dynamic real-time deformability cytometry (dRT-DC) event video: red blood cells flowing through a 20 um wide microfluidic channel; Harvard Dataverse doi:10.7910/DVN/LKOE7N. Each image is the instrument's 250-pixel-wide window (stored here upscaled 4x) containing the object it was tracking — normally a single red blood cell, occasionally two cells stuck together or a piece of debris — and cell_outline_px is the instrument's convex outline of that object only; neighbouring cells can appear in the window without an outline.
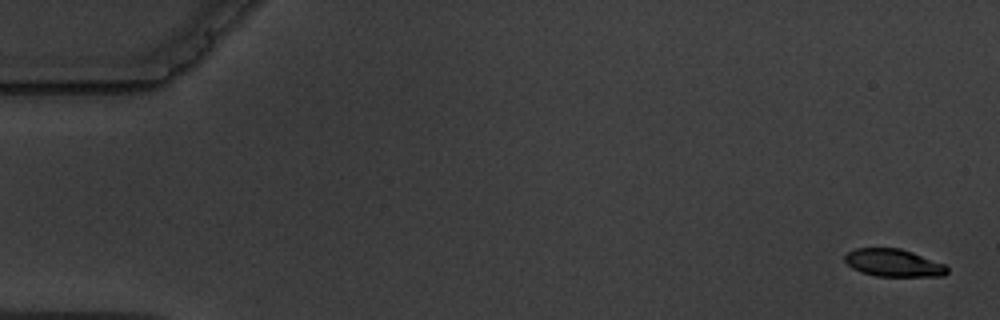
{"species": "common noctule bat (a hibernating species)", "species_latin": "Nyctalus noctula", "temperature_condition": "warm", "stored_images_in_passage": 7, "camera_frame_rate_fps": 3000, "um_per_image_px": 0.085, "animal": {"sex": "male", "body_mass_g": 19.5, "forearm_length_mm": 54.6}, "frame": {"image": 1, "passage_image": 1, "time_ms": 0.0, "image_size_px": [1000, 320], "cell_outline_px": [[948, 272], [944, 276], [876, 276], [860, 272], [852, 268], [844, 260], [844, 256], [848, 252], [856, 248], [900, 248], [912, 252], [944, 264], [948, 268]], "centroid_in_image_um": [75.93, 22.35], "position_along_channel_um": 9.1, "area_um2": 16.42}}
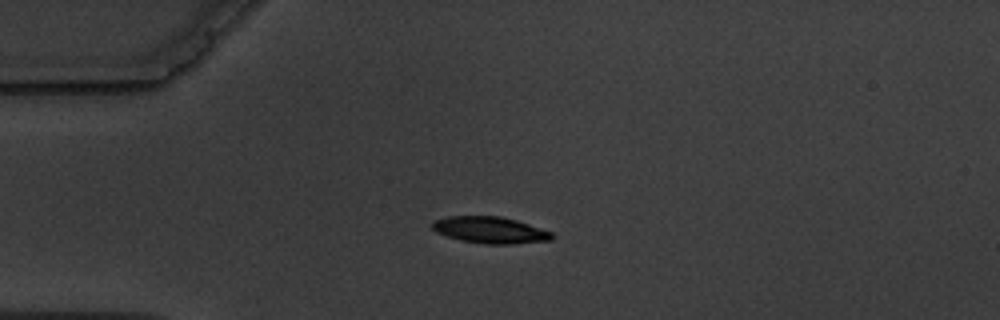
{"frame": {"image": 2, "passage_image": 5, "time_ms": 4.333, "image_size_px": [1000, 320], "cell_outline_px": [[556, 236], [552, 240], [512, 244], [484, 244], [460, 240], [436, 232], [432, 228], [432, 220], [448, 216], [500, 216], [516, 220], [552, 232]], "centroid_in_image_um": [41.66, 19.55], "position_along_channel_um": 43.3, "area_um2": 18.61}}
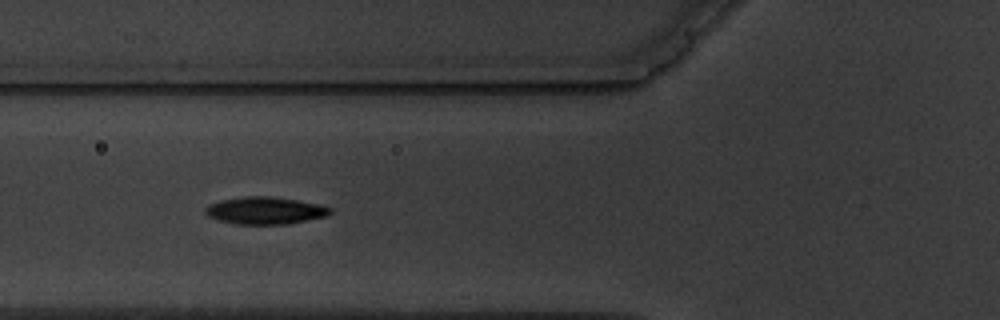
{"frame": {"image": 3, "passage_image": 7, "time_ms": 6.667, "image_size_px": [1000, 320], "cell_outline_px": [[332, 212], [328, 216], [284, 224], [236, 224], [220, 220], [208, 216], [204, 212], [204, 208], [208, 204], [220, 200], [244, 196], [272, 196], [320, 204], [332, 208]], "centroid_in_image_um": [22.52, 17.88], "position_along_channel_um": 103.3, "area_um2": 19.88}}